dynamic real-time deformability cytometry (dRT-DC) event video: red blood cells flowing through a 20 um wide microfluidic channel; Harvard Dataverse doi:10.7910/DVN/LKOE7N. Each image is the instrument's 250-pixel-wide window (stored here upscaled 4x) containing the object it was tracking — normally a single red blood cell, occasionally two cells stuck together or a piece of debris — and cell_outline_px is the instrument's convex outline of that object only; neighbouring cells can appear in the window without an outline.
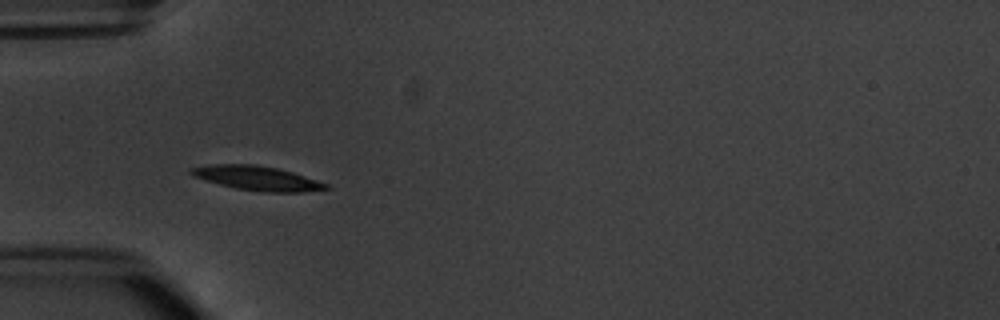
{"species": "common noctule bat (a hibernating species)", "species_latin": "Nyctalus noctula", "temperature_condition": "warm", "stored_images_in_passage": 13, "camera_frame_rate_fps": 3000, "um_per_image_px": 0.085, "animal": {"sex": "male", "body_mass_g": 20.1, "forearm_length_mm": 53.5}, "frame": {"image": 1, "passage_image": 3, "time_ms": 0.667, "image_size_px": [1000, 320], "cell_outline_px": [[332, 188], [304, 192], [260, 192], [236, 188], [204, 180], [192, 176], [188, 172], [188, 168], [212, 164], [252, 164], [276, 168], [292, 172], [328, 184]], "centroid_in_image_um": [21.82, 15.15], "position_along_channel_um": 63.2, "area_um2": 19.13}}